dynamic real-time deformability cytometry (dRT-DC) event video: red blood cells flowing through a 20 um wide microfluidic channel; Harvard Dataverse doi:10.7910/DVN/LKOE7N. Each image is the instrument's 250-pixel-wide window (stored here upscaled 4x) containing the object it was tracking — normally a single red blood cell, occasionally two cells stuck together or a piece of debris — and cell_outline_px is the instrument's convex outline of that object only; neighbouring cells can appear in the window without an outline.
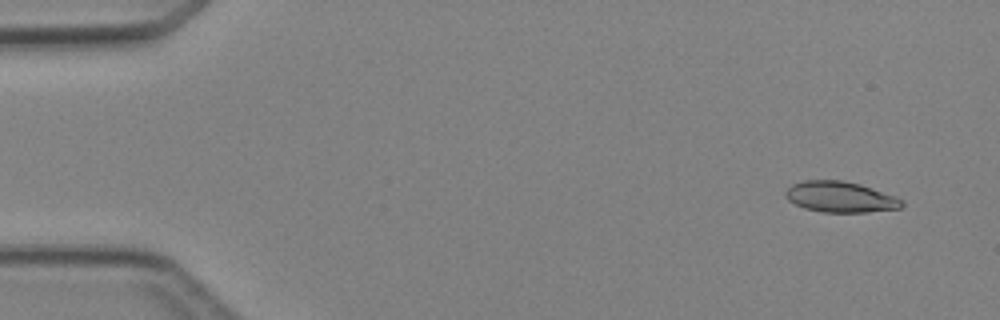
{"species": "Egyptian fruit bat (a non-hibernating species)", "species_latin": "Rousettus aegyptiacus", "temperature_condition": "cold", "stored_images_in_passage": 5, "camera_frame_rate_fps": 3000, "um_per_image_px": 0.085, "animal": {"sex": "female"}, "frame": {"image": 1, "passage_image": 2, "time_ms": 1.0, "image_size_px": [1000, 320], "cell_outline_px": [[904, 204], [900, 208], [864, 212], [824, 212], [804, 208], [788, 200], [784, 196], [784, 192], [792, 184], [804, 180], [844, 180], [860, 184], [896, 196], [904, 200]], "centroid_in_image_um": [71.42, 16.73], "position_along_channel_um": 13.6, "area_um2": 20.92}}
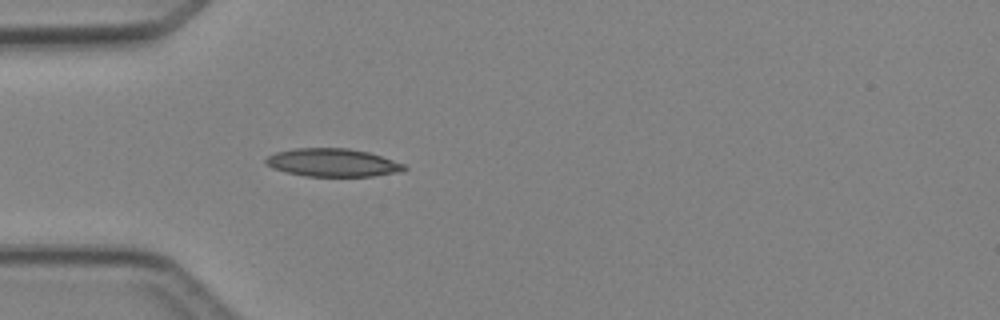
{"frame": {"image": 2, "passage_image": 5, "time_ms": 4.667, "image_size_px": [1000, 320], "cell_outline_px": [[408, 168], [400, 172], [372, 176], [304, 176], [284, 172], [272, 168], [264, 164], [264, 160], [268, 156], [276, 152], [296, 148], [348, 148], [368, 152], [404, 164]], "centroid_in_image_um": [28.23, 13.83], "position_along_channel_um": 56.8, "area_um2": 22.66}}